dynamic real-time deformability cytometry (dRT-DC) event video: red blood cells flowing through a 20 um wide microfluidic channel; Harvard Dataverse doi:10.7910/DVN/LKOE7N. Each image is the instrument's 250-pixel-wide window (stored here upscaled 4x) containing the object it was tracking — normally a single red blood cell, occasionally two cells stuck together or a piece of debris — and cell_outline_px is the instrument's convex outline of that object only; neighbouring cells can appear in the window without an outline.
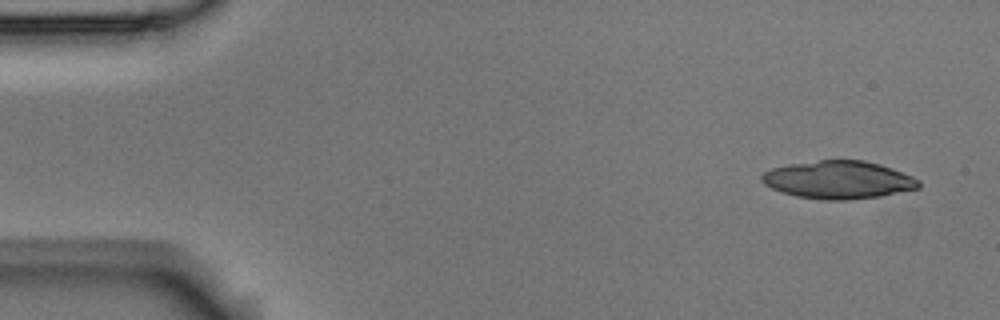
{"species": "Egyptian fruit bat (a non-hibernating species)", "species_latin": "Rousettus aegyptiacus", "temperature_condition": "room temperature", "stored_images_in_passage": 5, "camera_frame_rate_fps": 3000, "um_per_image_px": 0.085, "animal": {"sex": "male"}, "frame": {"image": 1, "passage_image": 1, "time_ms": 0.0, "image_size_px": [1000, 320], "cell_outline_px": [[920, 188], [880, 196], [844, 200], [824, 200], [796, 196], [780, 192], [764, 184], [760, 180], [760, 176], [764, 172], [772, 168], [788, 164], [820, 160], [864, 160], [880, 164], [892, 168], [912, 176], [920, 180]], "centroid_in_image_um": [71.25, 15.28], "position_along_channel_um": 13.7, "area_um2": 34.74}}